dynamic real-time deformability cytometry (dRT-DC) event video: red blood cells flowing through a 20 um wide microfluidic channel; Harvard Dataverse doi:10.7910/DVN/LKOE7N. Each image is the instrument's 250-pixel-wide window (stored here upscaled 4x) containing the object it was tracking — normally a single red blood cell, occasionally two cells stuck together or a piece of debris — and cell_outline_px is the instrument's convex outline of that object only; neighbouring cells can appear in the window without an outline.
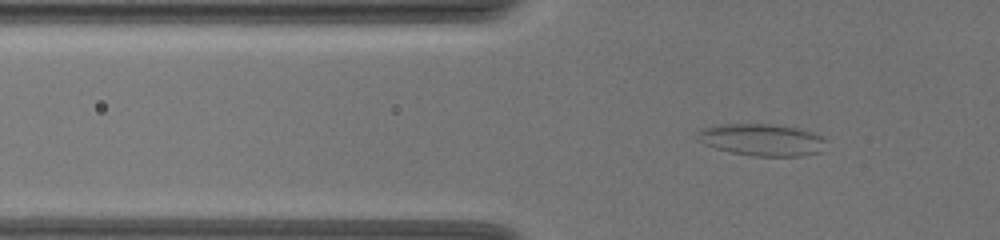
{"species": "common noctule bat (a hibernating species)", "species_latin": "Nyctalus noctula", "temperature_condition": "warm", "stored_images_in_passage": 52, "camera_frame_rate_fps": 3000, "um_per_image_px": 0.085, "animal": {"sex": "female", "body_mass_g": 19.5, "forearm_length_mm": 54.1}, "frame": {"image": 1, "passage_image": 20, "time_ms": 6.333, "image_size_px": [1000, 240], "cell_outline_px": [[828, 140], [820, 152], [800, 156], [752, 156], [732, 152], [716, 148], [704, 144], [692, 132], [696, 128], [716, 124], [772, 124], [796, 128], [812, 132]], "centroid_in_image_um": [64.68, 11.87], "position_along_channel_um": 61.1, "area_um2": 24.28}}
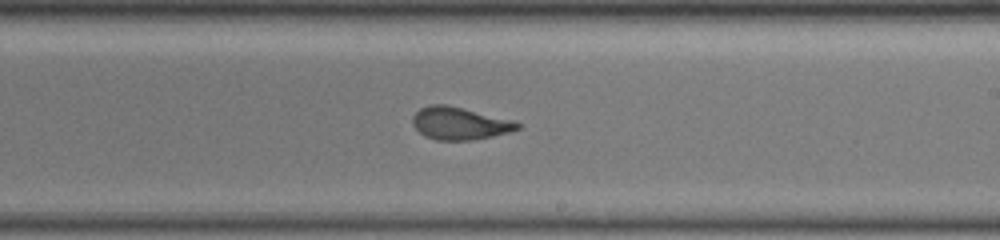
{"frame": {"image": 2, "passage_image": 37, "time_ms": 12.0, "image_size_px": [1000, 240], "cell_outline_px": [[520, 128], [508, 132], [492, 136], [472, 140], [436, 140], [424, 136], [412, 124], [412, 116], [420, 108], [432, 104], [448, 104], [516, 120], [520, 124]], "centroid_in_image_um": [39.08, 10.47], "position_along_channel_um": 249.9, "area_um2": 20.11}}
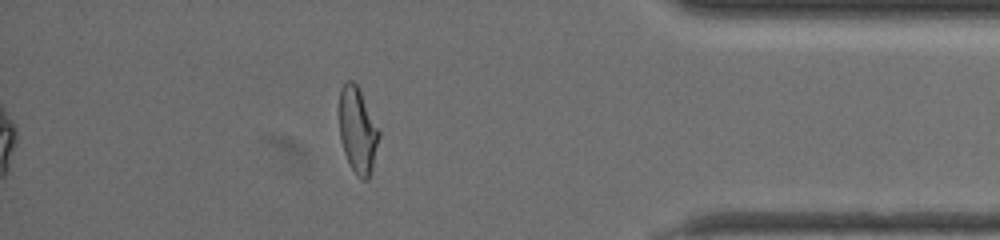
{"frame": {"image": 3, "passage_image": 52, "time_ms": 17.0, "image_size_px": [1000, 240], "cell_outline_px": [[380, 136], [372, 168], [368, 180], [364, 180], [356, 176], [344, 152], [340, 140], [340, 88], [348, 80], [352, 80], [356, 84], [380, 132]], "centroid_in_image_um": [30.4, 11.11], "position_along_channel_um": 404.8, "area_um2": 19.48}, "authors_computed_cell_mechanics": {"area_um2": 20.8658, "velocity_mm_per_s": 3.6003, "shape_relaxation_time_tau1_ms": null, "shape_relaxation_time_tau2_ms": 0.9431, "deformation_change_tau1": null, "deformation_change_tau2": 0.0684}}